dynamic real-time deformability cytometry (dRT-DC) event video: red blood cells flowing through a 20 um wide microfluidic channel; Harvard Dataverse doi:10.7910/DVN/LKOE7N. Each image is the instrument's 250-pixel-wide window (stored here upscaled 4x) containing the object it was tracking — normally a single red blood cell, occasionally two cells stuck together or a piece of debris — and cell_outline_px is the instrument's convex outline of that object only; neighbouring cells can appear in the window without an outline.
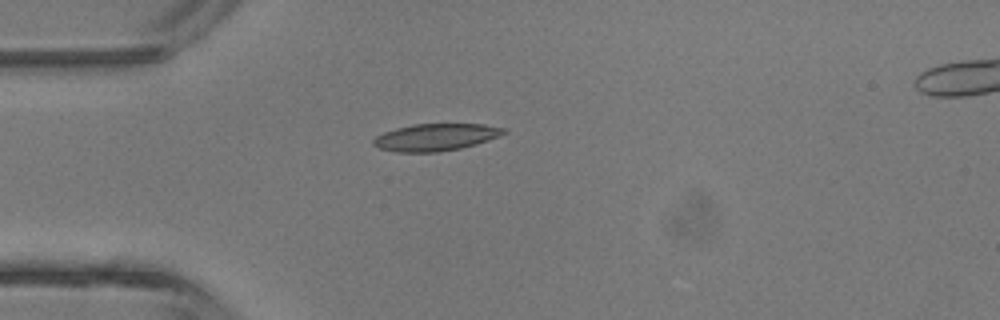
{"species": "common noctule bat (a hibernating species)", "species_latin": "Nyctalus noctula", "temperature_condition": "room temperature", "stored_images_in_passage": 2, "camera_frame_rate_fps": 3000, "um_per_image_px": 0.085, "animal": {"sex": "male", "body_mass_g": 13.3}, "frame": {"image": 1, "passage_image": 2, "time_ms": 2.333, "image_size_px": [1000, 320], "cell_outline_px": [[508, 132], [500, 136], [476, 144], [460, 148], [436, 152], [396, 152], [380, 148], [372, 144], [372, 140], [376, 136], [384, 132], [396, 128], [412, 124], [484, 124], [508, 128]], "centroid_in_image_um": [37.06, 11.65], "position_along_channel_um": 47.9, "area_um2": 20.69}}